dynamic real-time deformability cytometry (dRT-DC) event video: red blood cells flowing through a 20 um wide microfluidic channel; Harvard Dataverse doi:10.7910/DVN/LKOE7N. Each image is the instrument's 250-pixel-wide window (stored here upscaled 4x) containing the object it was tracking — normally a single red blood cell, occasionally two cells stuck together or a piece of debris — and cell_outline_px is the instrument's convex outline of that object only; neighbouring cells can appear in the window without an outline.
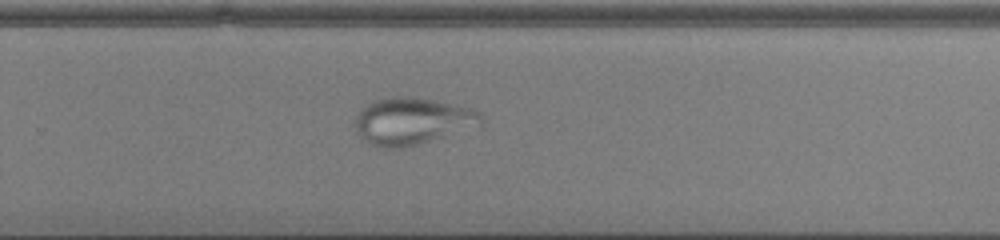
{"species": "common noctule bat (a hibernating species)", "species_latin": "Nyctalus noctula", "temperature_condition": "cold", "stored_images_in_passage": 46, "camera_frame_rate_fps": 3000, "um_per_image_px": 0.085, "animal": {"sex": "male", "body_mass_g": 13.0, "forearm_length_mm": 53.1}, "frame": {"image": 1, "passage_image": 29, "time_ms": 9.333, "image_size_px": [1000, 240], "cell_outline_px": [[484, 120], [480, 128], [404, 148], [380, 148], [372, 144], [356, 132], [356, 116], [360, 108], [376, 100], [392, 96], [400, 96], [432, 100], [476, 108], [480, 112]], "centroid_in_image_um": [35.14, 10.31], "position_along_channel_um": 294.7, "area_um2": 35.03}}